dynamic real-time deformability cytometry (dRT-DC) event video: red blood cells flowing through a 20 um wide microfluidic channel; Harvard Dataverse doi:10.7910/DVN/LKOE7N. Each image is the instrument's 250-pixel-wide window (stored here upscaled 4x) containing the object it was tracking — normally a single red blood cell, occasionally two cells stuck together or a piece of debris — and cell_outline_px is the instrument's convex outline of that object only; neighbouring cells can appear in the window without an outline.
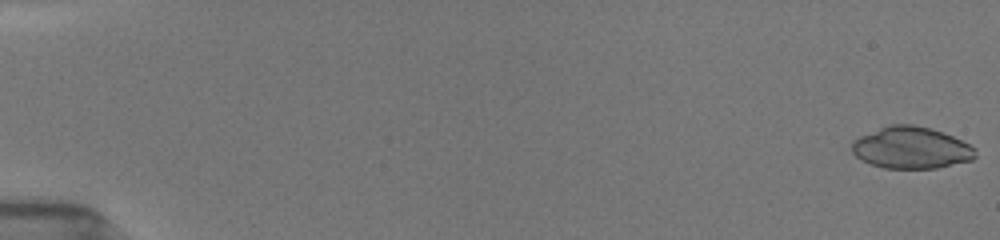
{"species": "common noctule bat (a hibernating species)", "species_latin": "Nyctalus noctula", "temperature_condition": "room temperature", "stored_images_in_passage": 18, "camera_frame_rate_fps": 3000, "um_per_image_px": 0.085, "animal": {"sex": "female", "body_mass_g": 19.5, "forearm_length_mm": 54.1}, "frame": {"image": 1, "passage_image": 1, "time_ms": 0.0, "image_size_px": [1000, 240], "cell_outline_px": [[976, 156], [972, 160], [936, 168], [884, 168], [872, 164], [856, 156], [852, 152], [852, 140], [860, 136], [880, 128], [892, 124], [912, 124], [928, 128], [952, 136], [976, 148]], "centroid_in_image_um": [77.45, 12.56], "position_along_channel_um": 7.5, "area_um2": 29.71}}